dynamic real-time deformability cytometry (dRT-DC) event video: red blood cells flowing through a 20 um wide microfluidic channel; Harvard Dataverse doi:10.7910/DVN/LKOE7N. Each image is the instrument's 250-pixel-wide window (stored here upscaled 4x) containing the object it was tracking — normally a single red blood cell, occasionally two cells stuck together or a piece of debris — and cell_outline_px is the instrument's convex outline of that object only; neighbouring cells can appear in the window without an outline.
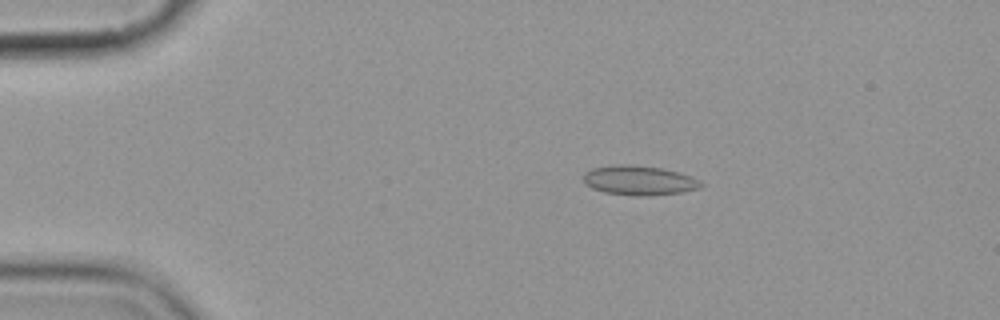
{"species": "common noctule bat (a hibernating species)", "species_latin": "Nyctalus noctula", "temperature_condition": "cold", "stored_images_in_passage": 5, "camera_frame_rate_fps": 3000, "um_per_image_px": 0.085, "animal": {"sex": "female", "body_mass_g": 19.9}, "frame": {"image": 1, "passage_image": 2, "time_ms": 1.333, "image_size_px": [1000, 320], "cell_outline_px": [[704, 184], [700, 188], [680, 192], [648, 196], [636, 196], [604, 192], [592, 188], [584, 180], [584, 172], [592, 168], [612, 164], [628, 164], [660, 168], [676, 172], [688, 176]], "centroid_in_image_um": [54.27, 15.33], "position_along_channel_um": 30.7, "area_um2": 19.94}}
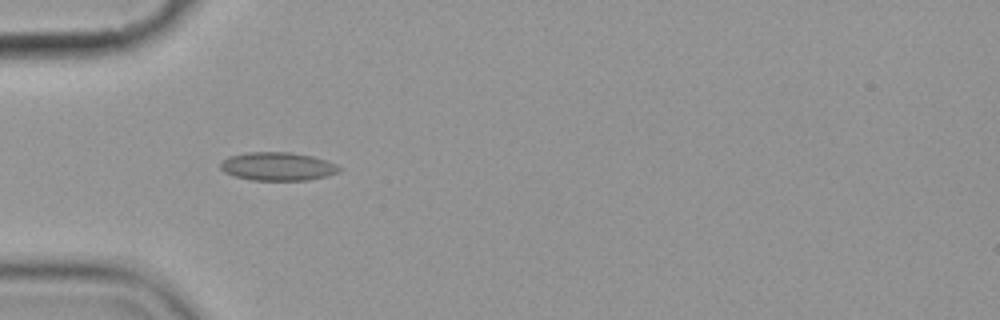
{"frame": {"image": 2, "passage_image": 4, "time_ms": 3.667, "image_size_px": [1000, 320], "cell_outline_px": [[344, 168], [340, 172], [328, 176], [308, 180], [252, 180], [236, 176], [224, 172], [220, 168], [220, 164], [228, 156], [248, 152], [288, 152], [312, 156], [336, 164]], "centroid_in_image_um": [23.64, 14.15], "position_along_channel_um": 61.4, "area_um2": 19.65}}
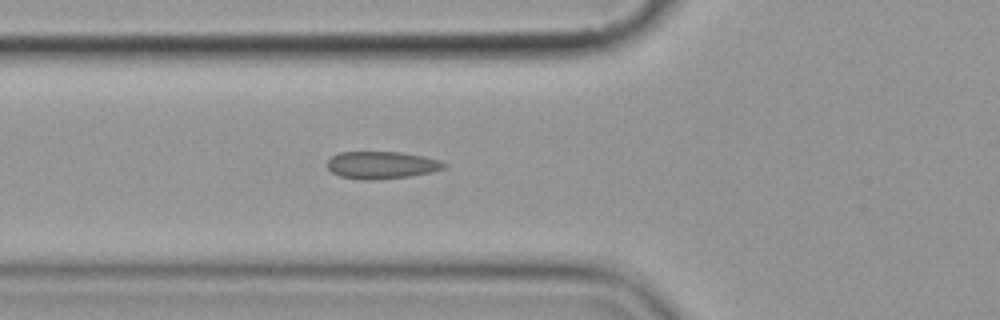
{"frame": {"image": 3, "passage_image": 5, "time_ms": 4.667, "image_size_px": [1000, 320], "cell_outline_px": [[448, 164], [444, 168], [428, 172], [408, 176], [376, 180], [364, 180], [340, 176], [332, 172], [328, 168], [328, 160], [332, 156], [340, 152], [400, 152], [424, 156]], "centroid_in_image_um": [32.4, 14.03], "position_along_channel_um": 93.4, "area_um2": 18.38}}